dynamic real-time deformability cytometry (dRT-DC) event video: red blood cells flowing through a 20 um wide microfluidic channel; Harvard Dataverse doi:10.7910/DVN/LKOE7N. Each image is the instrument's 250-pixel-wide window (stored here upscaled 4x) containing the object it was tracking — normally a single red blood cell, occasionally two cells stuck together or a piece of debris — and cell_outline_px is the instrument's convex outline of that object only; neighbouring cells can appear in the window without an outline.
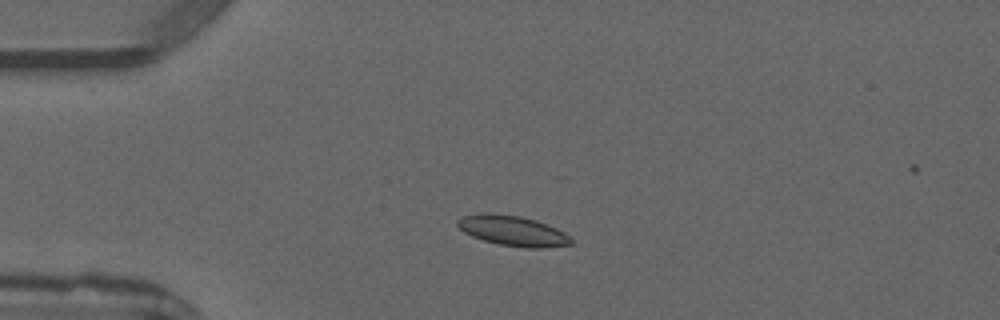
{"species": "common noctule bat (a hibernating species)", "species_latin": "Nyctalus noctula", "temperature_condition": "warm", "stored_images_in_passage": 5, "camera_frame_rate_fps": 3000, "um_per_image_px": 0.085, "animal": {"sex": "male", "forearm_length_mm": 52.5}, "frame": {"image": 1, "passage_image": 3, "time_ms": 2.667, "image_size_px": [1000, 320], "cell_outline_px": [[572, 244], [548, 248], [528, 248], [500, 244], [484, 240], [472, 236], [464, 232], [456, 224], [456, 220], [464, 216], [484, 212], [492, 212], [520, 216], [536, 220], [556, 228], [564, 232], [572, 240]], "centroid_in_image_um": [43.58, 19.61], "position_along_channel_um": 41.4, "area_um2": 20.0}}
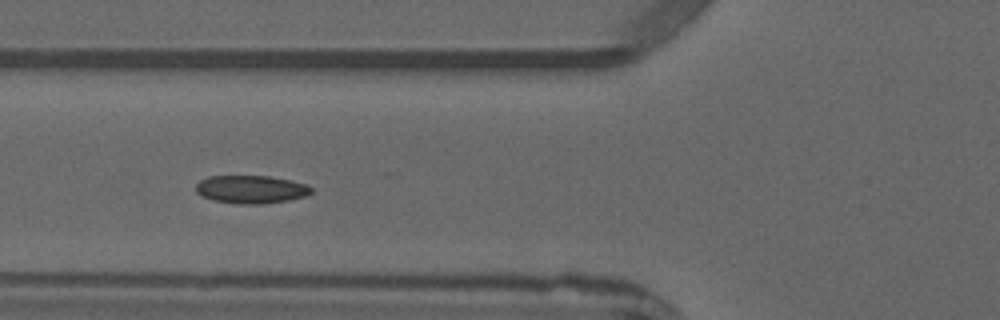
{"frame": {"image": 2, "passage_image": 5, "time_ms": 4.667, "image_size_px": [1000, 320], "cell_outline_px": [[312, 192], [308, 196], [288, 200], [264, 204], [236, 204], [212, 200], [196, 192], [196, 184], [200, 180], [208, 176], [268, 176], [292, 180], [308, 184], [312, 188]], "centroid_in_image_um": [21.37, 16.1], "position_along_channel_um": 104.4, "area_um2": 19.07}}